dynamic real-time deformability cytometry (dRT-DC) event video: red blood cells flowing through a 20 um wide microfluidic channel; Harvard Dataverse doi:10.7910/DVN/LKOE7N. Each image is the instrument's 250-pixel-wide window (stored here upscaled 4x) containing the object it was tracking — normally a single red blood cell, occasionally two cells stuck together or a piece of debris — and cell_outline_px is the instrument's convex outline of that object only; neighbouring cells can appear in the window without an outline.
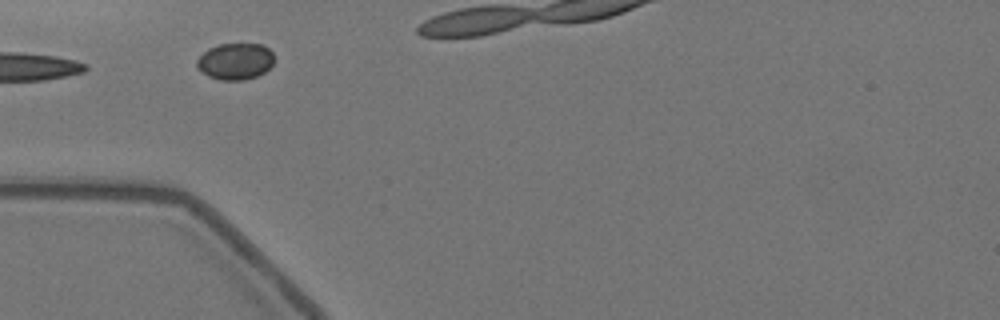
{"species": "Egyptian fruit bat (a non-hibernating species)", "species_latin": "Rousettus aegyptiacus", "temperature_condition": "warm", "stored_images_in_passage": 5, "camera_frame_rate_fps": 3000, "um_per_image_px": 0.085, "animal": {"sex": "female"}, "frame": {"image": 1, "passage_image": 1, "time_ms": 0.0, "image_size_px": [1000, 320], "cell_outline_px": [[272, 64], [264, 72], [256, 76], [244, 80], [220, 80], [208, 76], [196, 68], [196, 60], [208, 48], [220, 44], [264, 44], [272, 52]], "centroid_in_image_um": [19.97, 5.21], "position_along_channel_um": 65.0, "area_um2": 16.42}}